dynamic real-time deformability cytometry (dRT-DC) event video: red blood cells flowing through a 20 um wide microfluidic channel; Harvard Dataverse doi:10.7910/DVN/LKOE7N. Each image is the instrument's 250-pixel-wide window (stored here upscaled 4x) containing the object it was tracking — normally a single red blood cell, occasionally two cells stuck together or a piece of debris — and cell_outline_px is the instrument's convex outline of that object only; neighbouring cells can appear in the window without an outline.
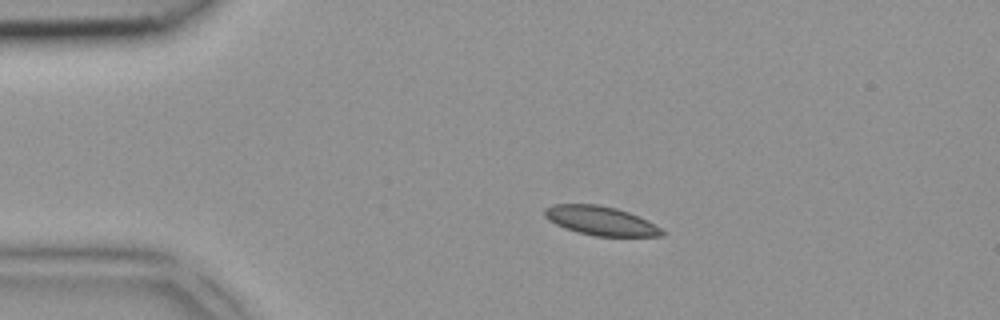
{"species": "common noctule bat (a hibernating species)", "species_latin": "Nyctalus noctula", "temperature_condition": "room temperature", "stored_images_in_passage": 2, "camera_frame_rate_fps": 3000, "um_per_image_px": 0.085, "animal": {"sex": "female", "body_mass_g": 18.4}, "frame": {"image": 1, "passage_image": 1, "time_ms": 0.0, "image_size_px": [1000, 320], "cell_outline_px": [[664, 236], [596, 236], [580, 232], [556, 224], [548, 220], [544, 216], [544, 208], [552, 204], [600, 204], [616, 208], [628, 212], [648, 220], [660, 228], [664, 232]], "centroid_in_image_um": [51.05, 18.75], "position_along_channel_um": 33.9, "area_um2": 19.71}}